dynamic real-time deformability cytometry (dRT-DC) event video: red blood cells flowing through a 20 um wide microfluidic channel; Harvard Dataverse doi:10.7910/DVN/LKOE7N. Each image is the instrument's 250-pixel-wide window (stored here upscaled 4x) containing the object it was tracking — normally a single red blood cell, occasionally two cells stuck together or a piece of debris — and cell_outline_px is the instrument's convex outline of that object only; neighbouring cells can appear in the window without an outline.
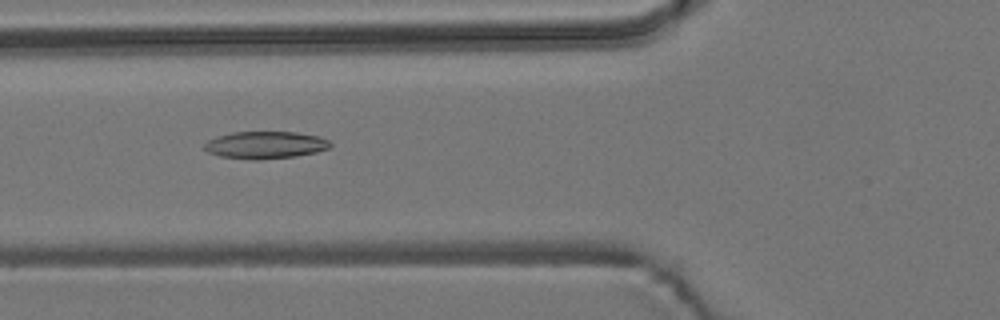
{"species": "common noctule bat (a hibernating species)", "species_latin": "Nyctalus noctula", "temperature_condition": "room temperature", "stored_images_in_passage": 7, "camera_frame_rate_fps": 3000, "um_per_image_px": 0.085, "animal": {"sex": "male", "body_mass_g": 19.2, "forearm_length_mm": 51.8}, "frame": {"image": 1, "passage_image": 3, "time_ms": 2.333, "image_size_px": [1000, 320], "cell_outline_px": [[332, 144], [328, 148], [316, 152], [296, 156], [260, 160], [252, 160], [220, 156], [208, 152], [204, 148], [204, 144], [208, 140], [216, 136], [232, 132], [296, 132], [320, 136], [328, 140]], "centroid_in_image_um": [22.55, 12.32], "position_along_channel_um": 103.3, "area_um2": 20.11}}
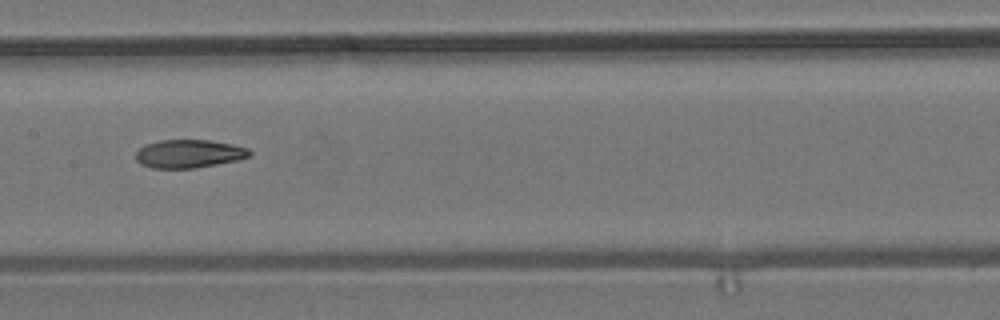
{"frame": {"image": 2, "passage_image": 5, "time_ms": 4.667, "image_size_px": [1000, 320], "cell_outline_px": [[252, 152], [248, 156], [236, 160], [216, 164], [192, 168], [152, 168], [140, 164], [136, 160], [136, 152], [144, 144], [160, 140], [208, 140], [232, 144], [248, 148]], "centroid_in_image_um": [16.02, 13.06], "position_along_channel_um": 191.4, "area_um2": 18.61}}
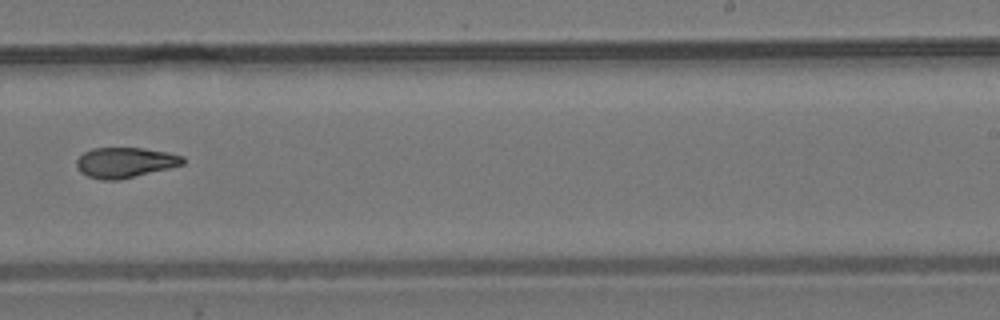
{"frame": {"image": 3, "passage_image": 7, "time_ms": 7.0, "image_size_px": [1000, 320], "cell_outline_px": [[184, 164], [120, 180], [100, 180], [88, 176], [80, 172], [76, 168], [76, 160], [84, 152], [92, 148], [144, 148], [168, 152], [184, 156]], "centroid_in_image_um": [10.61, 13.81], "position_along_channel_um": 278.4, "area_um2": 18.84}}